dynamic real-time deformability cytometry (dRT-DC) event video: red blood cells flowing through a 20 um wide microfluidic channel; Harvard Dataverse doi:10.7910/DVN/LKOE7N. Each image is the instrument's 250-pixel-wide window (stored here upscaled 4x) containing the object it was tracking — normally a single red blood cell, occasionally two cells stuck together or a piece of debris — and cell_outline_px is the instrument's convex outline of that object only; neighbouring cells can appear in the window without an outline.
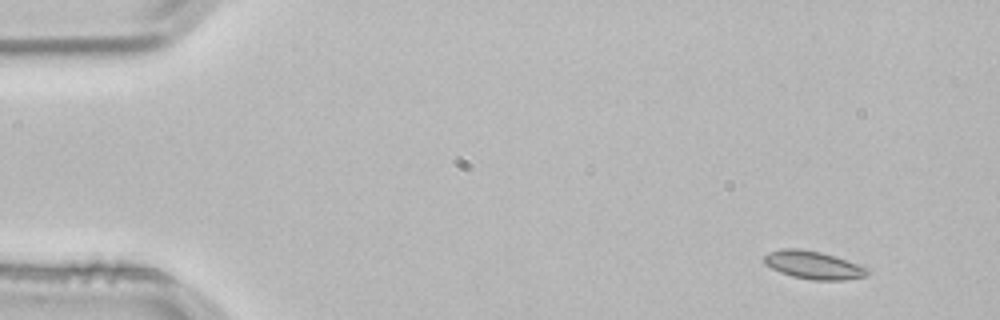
{"species": "common noctule bat (a hibernating species)", "species_latin": "Nyctalus noctula", "temperature_condition": "room temperature", "stored_images_in_passage": 4, "camera_frame_rate_fps": 3000, "um_per_image_px": 0.085, "animal": {"sex": "male", "body_mass_g": 21.5, "forearm_length_mm": 52.0}, "frame": {"image": 1, "passage_image": 1, "time_ms": 0.0, "image_size_px": [1000, 320], "cell_outline_px": [[868, 276], [844, 280], [812, 280], [792, 276], [780, 272], [764, 264], [764, 256], [768, 252], [780, 248], [800, 248], [820, 252], [836, 256], [868, 268]], "centroid_in_image_um": [69.12, 22.52], "position_along_channel_um": 15.9, "area_um2": 16.94}}
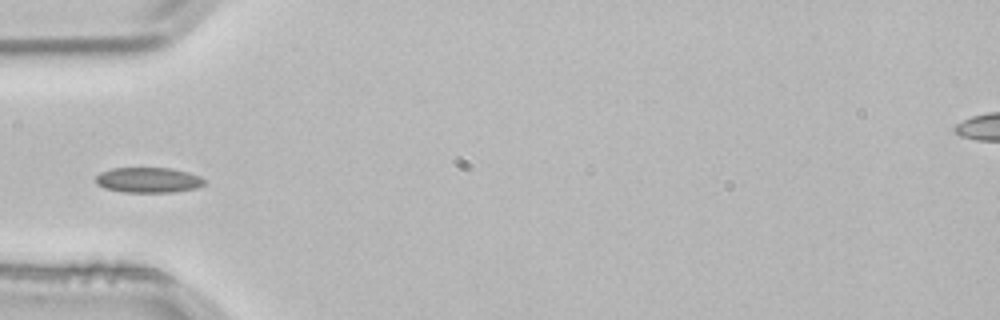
{"frame": {"image": 2, "passage_image": 4, "time_ms": 1.0, "image_size_px": [1000, 320], "cell_outline_px": [[208, 184], [196, 188], [172, 192], [124, 192], [104, 188], [96, 184], [96, 176], [100, 172], [112, 168], [172, 168], [188, 172], [200, 176], [208, 180]], "centroid_in_image_um": [12.66, 15.3], "position_along_channel_um": 72.3, "area_um2": 16.24}}